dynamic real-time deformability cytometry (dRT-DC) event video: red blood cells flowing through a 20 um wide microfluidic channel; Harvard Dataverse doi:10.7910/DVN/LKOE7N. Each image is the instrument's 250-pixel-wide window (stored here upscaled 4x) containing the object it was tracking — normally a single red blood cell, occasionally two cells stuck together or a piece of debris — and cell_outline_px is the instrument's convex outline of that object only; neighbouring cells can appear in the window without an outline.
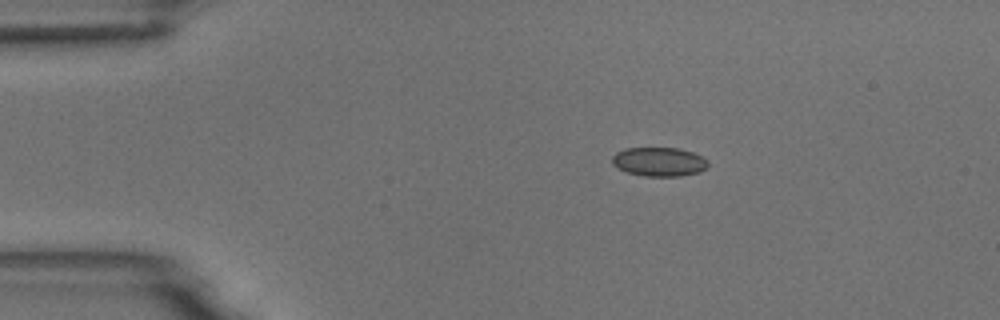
{"species": "common noctule bat (a hibernating species)", "species_latin": "Nyctalus noctula", "temperature_condition": "room temperature", "stored_images_in_passage": 5, "camera_frame_rate_fps": 3000, "um_per_image_px": 0.085, "animal": {"sex": "male", "body_mass_g": 18.8}, "frame": {"image": 1, "passage_image": 2, "time_ms": 1.0, "image_size_px": [1000, 320], "cell_outline_px": [[708, 168], [700, 172], [680, 176], [644, 176], [628, 172], [612, 164], [612, 156], [616, 152], [624, 148], [680, 148], [692, 152], [708, 160]], "centroid_in_image_um": [56.04, 13.74], "position_along_channel_um": 29.0, "area_um2": 16.24}}
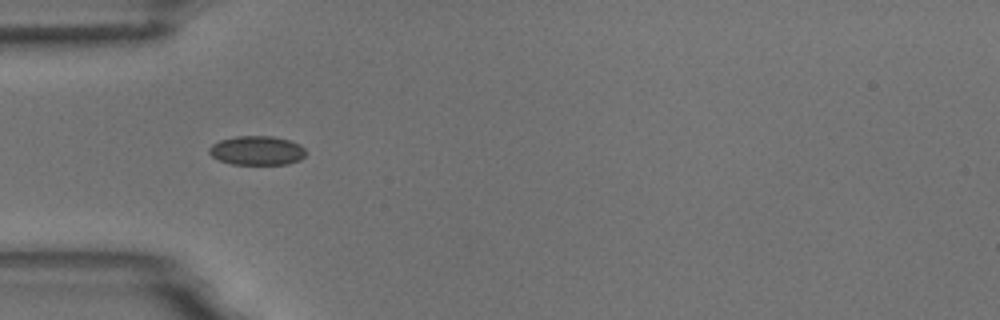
{"frame": {"image": 2, "passage_image": 4, "time_ms": 3.333, "image_size_px": [1000, 320], "cell_outline_px": [[308, 152], [300, 160], [288, 164], [232, 164], [220, 160], [212, 156], [208, 152], [208, 148], [212, 144], [220, 140], [236, 136], [272, 136], [288, 140], [300, 144]], "centroid_in_image_um": [21.86, 12.79], "position_along_channel_um": 63.1, "area_um2": 16.47}}